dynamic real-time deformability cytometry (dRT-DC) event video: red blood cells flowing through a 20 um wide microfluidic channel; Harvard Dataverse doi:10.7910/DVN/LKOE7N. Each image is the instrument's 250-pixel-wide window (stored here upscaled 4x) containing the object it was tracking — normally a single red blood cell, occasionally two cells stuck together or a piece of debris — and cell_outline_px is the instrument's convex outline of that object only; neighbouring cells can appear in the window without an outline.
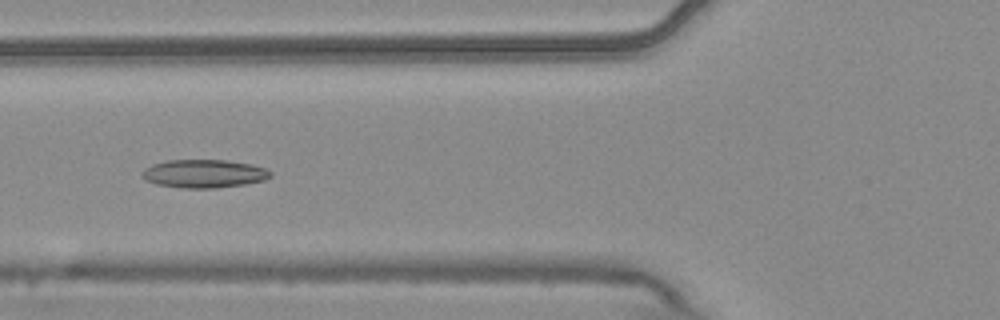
{"species": "common noctule bat (a hibernating species)", "species_latin": "Nyctalus noctula", "temperature_condition": "warm", "stored_images_in_passage": 8, "camera_frame_rate_fps": 3000, "um_per_image_px": 0.085, "animal": {"sex": "male", "body_mass_g": 20.4}, "frame": {"image": 1, "passage_image": 6, "time_ms": 1.667, "image_size_px": [1000, 320], "cell_outline_px": [[272, 176], [264, 180], [244, 184], [216, 188], [180, 188], [156, 184], [144, 180], [140, 176], [140, 172], [144, 168], [152, 164], [168, 160], [224, 160], [252, 164], [264, 168], [272, 172]], "centroid_in_image_um": [17.29, 14.76], "position_along_channel_um": 108.5, "area_um2": 21.33}}
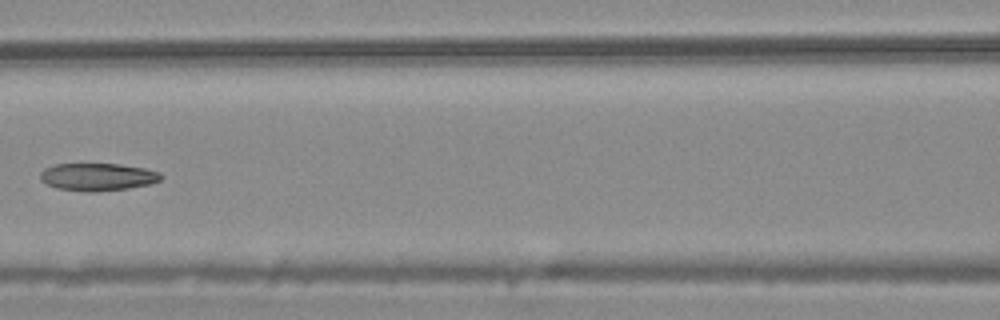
{"frame": {"image": 2, "passage_image": 7, "time_ms": 2.0, "image_size_px": [1000, 320], "cell_outline_px": [[164, 176], [160, 180], [152, 184], [128, 188], [92, 192], [84, 192], [56, 188], [40, 180], [40, 172], [44, 168], [56, 164], [120, 164], [144, 168], [160, 172]], "centroid_in_image_um": [8.31, 15.04], "position_along_channel_um": 158.3, "area_um2": 19.54}}
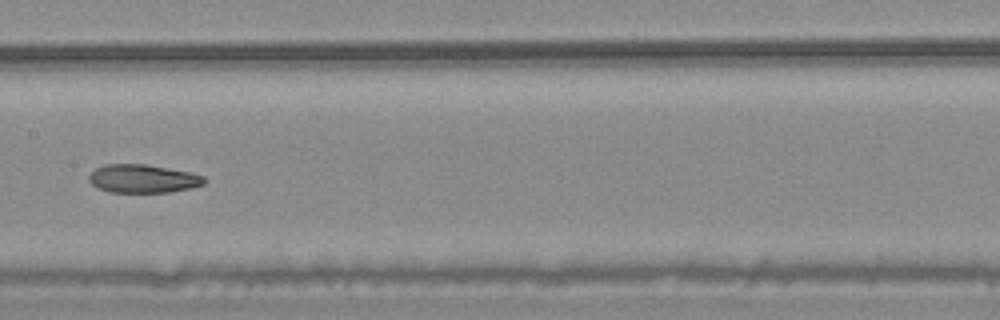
{"frame": {"image": 3, "passage_image": 8, "time_ms": 2.333, "image_size_px": [1000, 320], "cell_outline_px": [[208, 180], [204, 184], [192, 188], [172, 192], [108, 192], [96, 188], [88, 180], [88, 176], [96, 168], [104, 164], [144, 164], [192, 172], [204, 176]], "centroid_in_image_um": [12.17, 15.19], "position_along_channel_um": 195.2, "area_um2": 19.31}}